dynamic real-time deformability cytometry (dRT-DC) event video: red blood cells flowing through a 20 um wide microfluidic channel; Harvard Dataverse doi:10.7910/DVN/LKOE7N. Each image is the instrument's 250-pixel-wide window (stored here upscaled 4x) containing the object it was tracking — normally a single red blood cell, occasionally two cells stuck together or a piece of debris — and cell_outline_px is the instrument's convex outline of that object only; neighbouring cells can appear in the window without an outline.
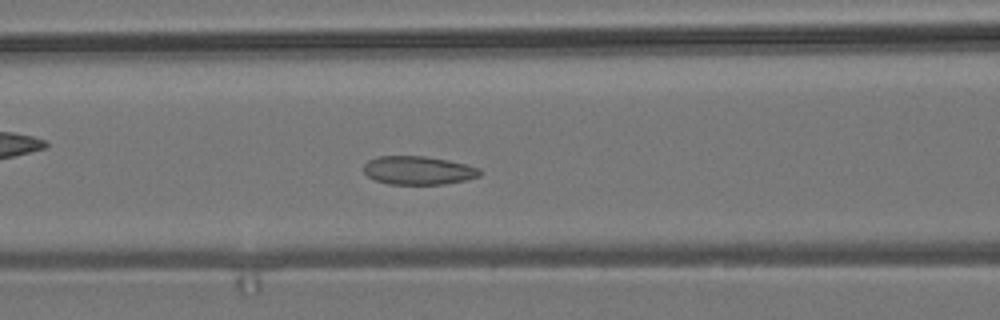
{"species": "common noctule bat (a hibernating species)", "species_latin": "Nyctalus noctula", "temperature_condition": "room temperature", "stored_images_in_passage": 35, "camera_frame_rate_fps": 3000, "um_per_image_px": 0.085, "animal": {"sex": "male", "body_mass_g": 19.2, "forearm_length_mm": 51.8}, "frame": {"image": 1, "passage_image": 16, "time_ms": 5.0, "image_size_px": [1000, 320], "cell_outline_px": [[484, 172], [480, 176], [468, 180], [444, 184], [388, 184], [376, 180], [368, 176], [364, 172], [364, 164], [368, 160], [376, 156], [424, 156], [448, 160], [480, 168]], "centroid_in_image_um": [35.58, 14.48], "position_along_channel_um": 131.0, "area_um2": 19.42}}
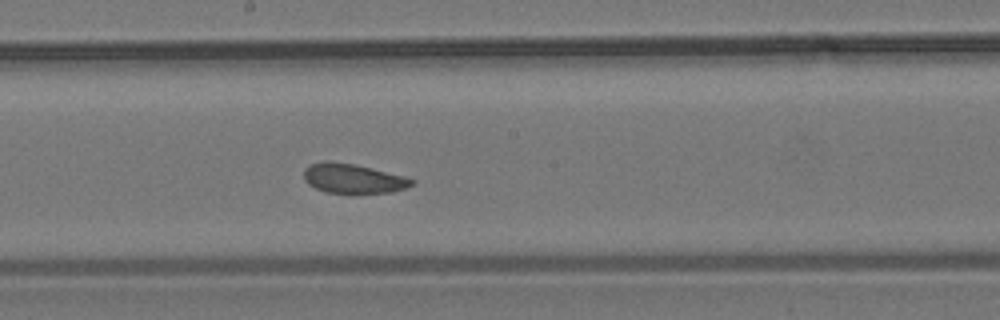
{"frame": {"image": 2, "passage_image": 23, "time_ms": 7.333, "image_size_px": [1000, 320], "cell_outline_px": [[416, 184], [392, 192], [352, 196], [328, 192], [316, 188], [308, 184], [304, 180], [304, 168], [312, 164], [324, 160], [328, 160], [356, 164], [404, 176], [416, 180]], "centroid_in_image_um": [30.03, 15.21], "position_along_channel_um": 218.2, "area_um2": 19.36}}
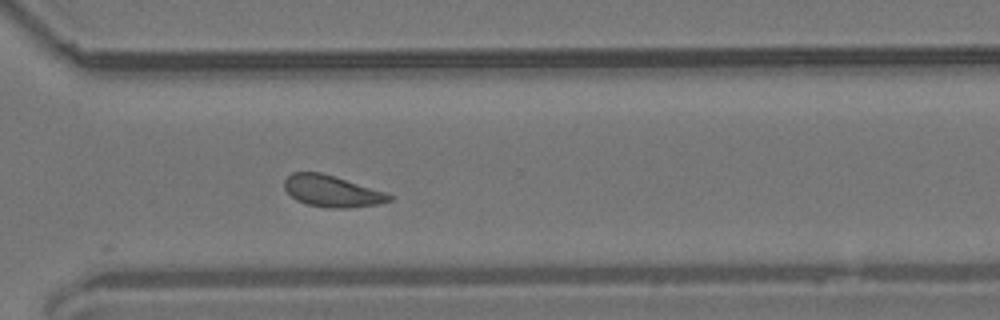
{"frame": {"image": 3, "passage_image": 33, "time_ms": 10.667, "image_size_px": [1000, 320], "cell_outline_px": [[396, 196], [392, 200], [380, 204], [348, 208], [332, 208], [308, 204], [296, 200], [284, 188], [284, 180], [292, 172], [320, 172], [388, 192]], "centroid_in_image_um": [28.28, 16.25], "position_along_channel_um": 342.3, "area_um2": 19.36}, "authors_computed_cell_mechanics": {"area_um2": 19.7098, "velocity_mm_per_s": 3.7382, "shape_relaxation_time_tau1_ms": 5.3079, "shape_relaxation_time_tau2_ms": 3.2827, "deformation_change_tau1": 0.0779, "deformation_change_tau2": 0.0862}}